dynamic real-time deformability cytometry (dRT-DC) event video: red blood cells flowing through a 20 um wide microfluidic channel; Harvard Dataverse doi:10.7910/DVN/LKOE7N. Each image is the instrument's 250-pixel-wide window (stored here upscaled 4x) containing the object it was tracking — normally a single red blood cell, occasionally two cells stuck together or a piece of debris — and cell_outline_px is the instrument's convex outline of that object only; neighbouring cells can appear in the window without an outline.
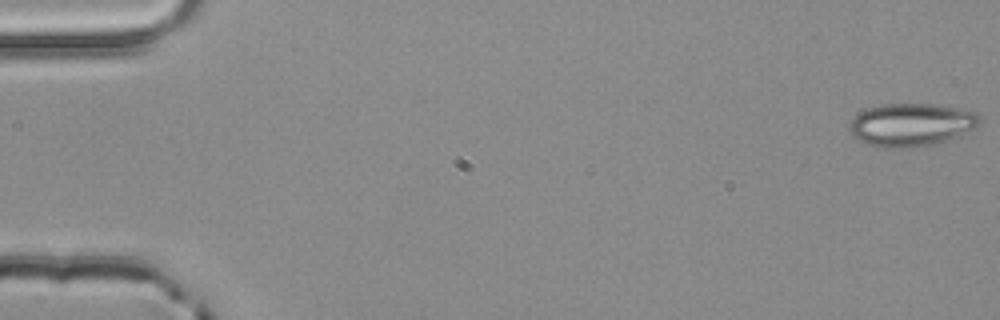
{"species": "common noctule bat (a hibernating species)", "species_latin": "Nyctalus noctula", "temperature_condition": "room temperature", "stored_images_in_passage": 4, "camera_frame_rate_fps": 3000, "um_per_image_px": 0.085, "animal": {"sex": "male", "body_mass_g": 20.4}, "frame": {"image": 1, "passage_image": 1, "time_ms": 0.0, "image_size_px": [1000, 320], "cell_outline_px": [[980, 120], [972, 128], [960, 136], [932, 144], [912, 148], [888, 148], [868, 144], [852, 136], [848, 124], [860, 112], [868, 108], [884, 104], [928, 104], [956, 108], [976, 112], [980, 116]], "centroid_in_image_um": [77.43, 10.61], "position_along_channel_um": 7.6, "area_um2": 32.19}}